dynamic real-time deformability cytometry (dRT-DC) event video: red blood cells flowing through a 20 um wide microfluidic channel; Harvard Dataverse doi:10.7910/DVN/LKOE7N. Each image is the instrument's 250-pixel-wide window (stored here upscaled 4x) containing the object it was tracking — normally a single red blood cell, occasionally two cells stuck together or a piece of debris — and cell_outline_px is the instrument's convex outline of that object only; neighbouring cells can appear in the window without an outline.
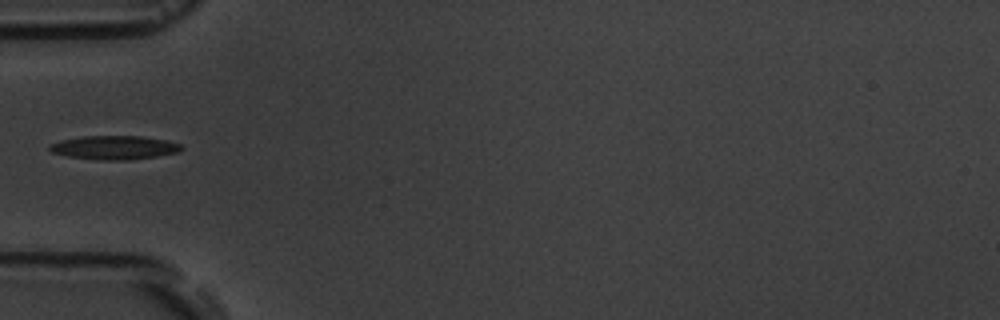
{"species": "common noctule bat (a hibernating species)", "species_latin": "Nyctalus noctula", "temperature_condition": "room temperature", "stored_images_in_passage": 38, "camera_frame_rate_fps": 3000, "um_per_image_px": 0.085, "animal": {"sex": "male", "body_mass_g": 19.5, "forearm_length_mm": 54.6}, "frame": {"image": 1, "passage_image": 1, "time_ms": 0.0, "image_size_px": [1000, 320], "cell_outline_px": [[184, 148], [176, 152], [156, 156], [132, 160], [104, 160], [68, 156], [52, 152], [48, 148], [52, 144], [60, 140], [80, 136], [140, 136], [168, 140], [180, 144]], "centroid_in_image_um": [9.73, 12.53], "position_along_channel_um": 75.3, "area_um2": 18.15}}
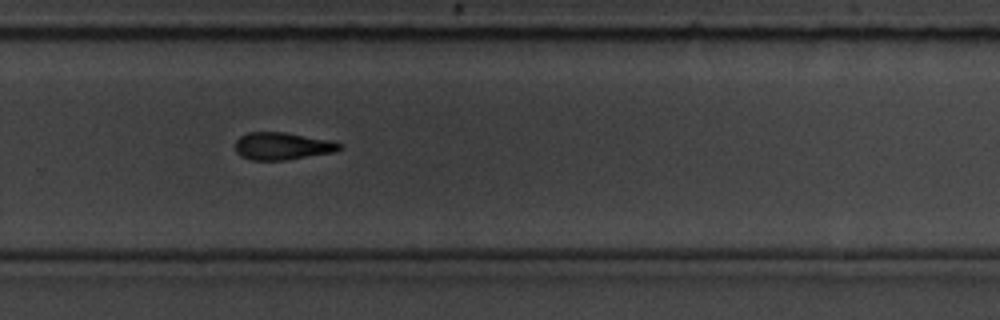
{"frame": {"image": 2, "passage_image": 20, "time_ms": 6.333, "image_size_px": [1000, 320], "cell_outline_px": [[344, 148], [336, 152], [284, 160], [252, 160], [240, 156], [236, 152], [236, 140], [240, 136], [248, 132], [284, 132], [332, 140], [340, 144]], "centroid_in_image_um": [24.02, 12.41], "position_along_channel_um": 305.8, "area_um2": 16.76}}
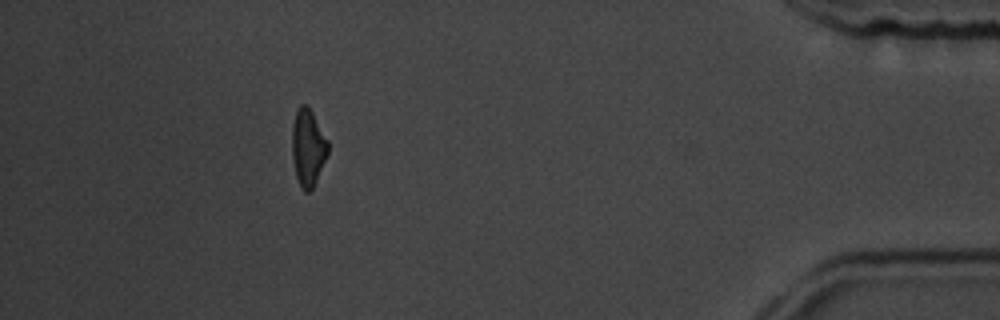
{"frame": {"image": 3, "passage_image": 33, "time_ms": 10.667, "image_size_px": [1000, 320], "cell_outline_px": [[328, 152], [316, 180], [312, 188], [308, 192], [304, 192], [296, 176], [292, 156], [292, 124], [296, 112], [300, 104], [304, 104], [312, 112], [328, 140]], "centroid_in_image_um": [26.16, 12.53], "position_along_channel_um": 409.0, "area_um2": 15.84}}